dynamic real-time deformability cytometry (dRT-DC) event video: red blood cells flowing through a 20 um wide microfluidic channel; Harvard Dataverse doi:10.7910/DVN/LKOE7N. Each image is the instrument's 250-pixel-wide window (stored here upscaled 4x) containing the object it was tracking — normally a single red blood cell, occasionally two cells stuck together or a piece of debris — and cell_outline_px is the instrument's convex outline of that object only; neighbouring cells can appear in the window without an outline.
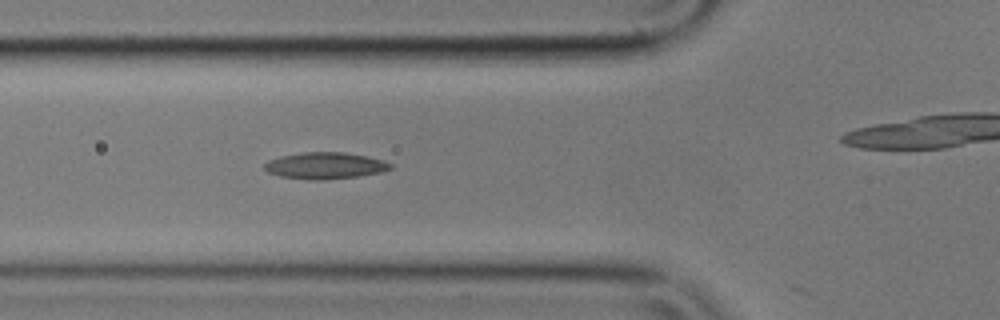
{"species": "common noctule bat (a hibernating species)", "species_latin": "Nyctalus noctula", "temperature_condition": "cold", "stored_images_in_passage": 21, "camera_frame_rate_fps": 3000, "um_per_image_px": 0.085, "animal": {"sex": "male", "body_mass_g": 17.9}, "frame": {"image": 1, "passage_image": 20, "time_ms": 6.333, "image_size_px": [1000, 320], "cell_outline_px": [[392, 168], [380, 172], [356, 176], [320, 180], [308, 180], [280, 176], [268, 172], [264, 168], [264, 164], [268, 160], [280, 156], [304, 152], [344, 152], [368, 156], [384, 160], [392, 164]], "centroid_in_image_um": [27.62, 14.07], "position_along_channel_um": 98.2, "area_um2": 19.48}}